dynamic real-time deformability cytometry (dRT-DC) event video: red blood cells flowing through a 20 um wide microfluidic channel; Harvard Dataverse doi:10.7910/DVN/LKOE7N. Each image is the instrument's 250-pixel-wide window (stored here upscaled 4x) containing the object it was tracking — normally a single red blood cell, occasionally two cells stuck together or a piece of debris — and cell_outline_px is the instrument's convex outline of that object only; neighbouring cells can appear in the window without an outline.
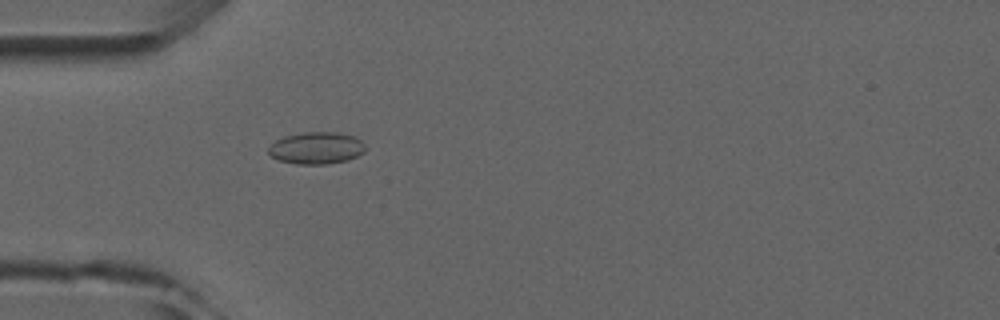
{"species": "common noctule bat (a hibernating species)", "species_latin": "Nyctalus noctula", "temperature_condition": "room temperature", "stored_images_in_passage": 2, "camera_frame_rate_fps": 3000, "um_per_image_px": 0.085, "animal": {"sex": "male", "forearm_length_mm": 52.5}, "frame": {"image": 1, "passage_image": 2, "time_ms": 1.0, "image_size_px": [1000, 320], "cell_outline_px": [[364, 152], [348, 160], [328, 164], [296, 164], [280, 160], [272, 156], [268, 152], [268, 148], [276, 140], [284, 136], [304, 132], [340, 132], [356, 136], [364, 144]], "centroid_in_image_um": [26.91, 12.57], "position_along_channel_um": 58.1, "area_um2": 18.09}}